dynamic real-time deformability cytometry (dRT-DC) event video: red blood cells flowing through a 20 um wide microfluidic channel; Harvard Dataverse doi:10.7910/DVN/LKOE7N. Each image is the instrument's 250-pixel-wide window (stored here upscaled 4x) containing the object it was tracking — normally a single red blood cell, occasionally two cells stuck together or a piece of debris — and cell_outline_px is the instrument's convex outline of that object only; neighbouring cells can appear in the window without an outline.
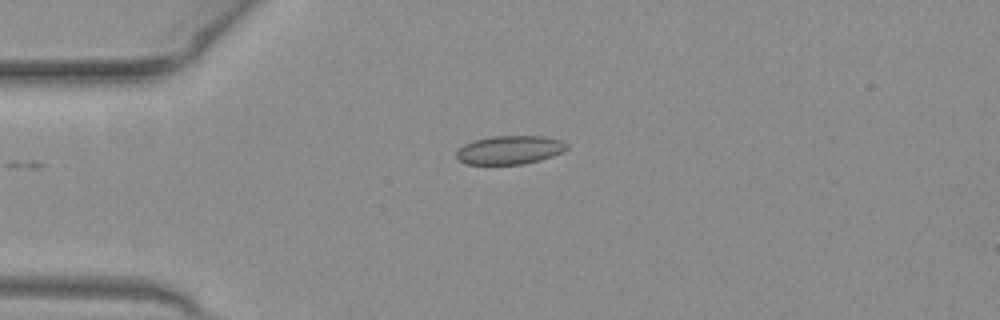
{"species": "common noctule bat (a hibernating species)", "species_latin": "Nyctalus noctula", "temperature_condition": "warm", "stored_images_in_passage": 36, "camera_frame_rate_fps": 3000, "um_per_image_px": 0.085, "animal": {"sex": "female", "body_mass_g": 19.3, "forearm_length_mm": 54.1}, "frame": {"image": 1, "passage_image": 1, "time_ms": 0.0, "image_size_px": [1000, 320], "cell_outline_px": [[568, 148], [552, 156], [540, 160], [524, 164], [464, 164], [456, 156], [456, 152], [464, 144], [476, 140], [492, 136], [544, 136], [560, 140], [568, 144]], "centroid_in_image_um": [43.33, 12.74], "position_along_channel_um": 41.7, "area_um2": 18.26}}
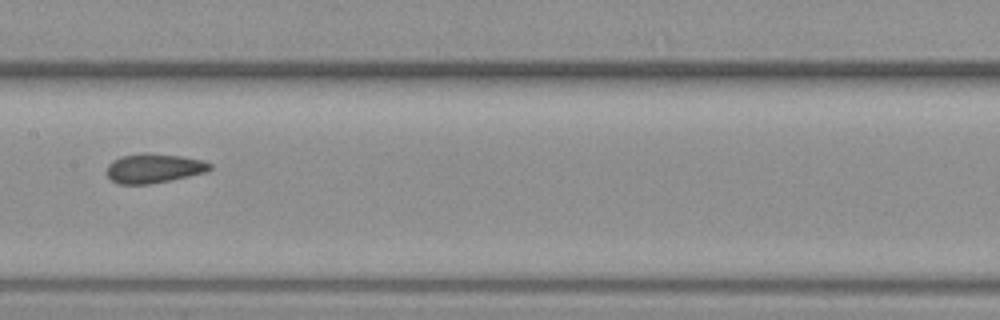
{"frame": {"image": 2, "passage_image": 14, "time_ms": 4.333, "image_size_px": [1000, 320], "cell_outline_px": [[212, 168], [208, 172], [172, 180], [152, 184], [120, 184], [112, 180], [108, 176], [108, 164], [112, 160], [124, 156], [180, 156], [200, 160], [212, 164]], "centroid_in_image_um": [13.12, 14.37], "position_along_channel_um": 194.3, "area_um2": 16.82}}
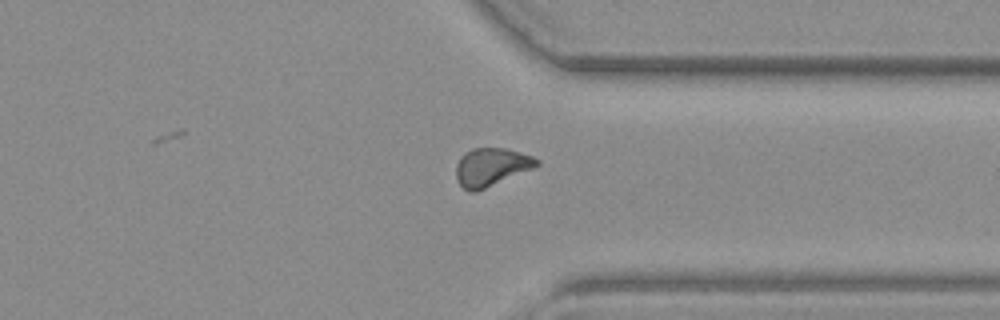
{"frame": {"image": 3, "passage_image": 27, "time_ms": 8.667, "image_size_px": [1000, 320], "cell_outline_px": [[540, 164], [532, 168], [476, 192], [468, 192], [456, 180], [456, 164], [460, 156], [464, 152], [472, 148], [508, 148], [532, 156], [540, 160]], "centroid_in_image_um": [41.72, 14.18], "position_along_channel_um": 369.7, "area_um2": 17.92}, "authors_computed_cell_mechanics": {"area_um2": 17.34, "velocity_mm_per_s": 4.0781, "shape_relaxation_time_tau1_ms": null, "shape_relaxation_time_tau2_ms": 1.3257, "deformation_change_tau1": null, "deformation_change_tau2": 0.0746}}